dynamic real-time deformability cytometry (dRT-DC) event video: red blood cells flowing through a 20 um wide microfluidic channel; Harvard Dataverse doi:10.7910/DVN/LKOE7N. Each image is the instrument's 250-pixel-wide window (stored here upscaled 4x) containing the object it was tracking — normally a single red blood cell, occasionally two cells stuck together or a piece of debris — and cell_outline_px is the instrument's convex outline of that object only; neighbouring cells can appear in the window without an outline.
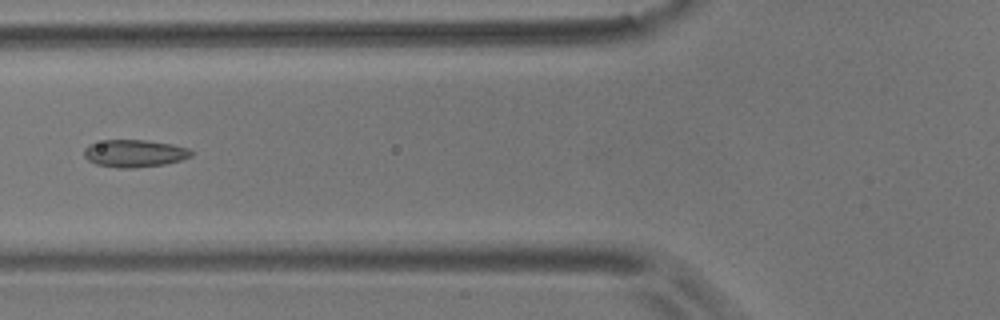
{"species": "common noctule bat (a hibernating species)", "species_latin": "Nyctalus noctula", "temperature_condition": "room temperature", "stored_images_in_passage": 6, "camera_frame_rate_fps": 3000, "um_per_image_px": 0.085, "animal": {"sex": "male", "body_mass_g": 17.9}, "frame": {"image": 1, "passage_image": 6, "time_ms": 1.667, "image_size_px": [1000, 320], "cell_outline_px": [[192, 156], [180, 160], [164, 164], [136, 168], [116, 168], [96, 164], [88, 160], [84, 156], [84, 148], [88, 144], [104, 140], [144, 140], [172, 144], [188, 148], [192, 152]], "centroid_in_image_um": [11.4, 13.04], "position_along_channel_um": 114.4, "area_um2": 17.17}}